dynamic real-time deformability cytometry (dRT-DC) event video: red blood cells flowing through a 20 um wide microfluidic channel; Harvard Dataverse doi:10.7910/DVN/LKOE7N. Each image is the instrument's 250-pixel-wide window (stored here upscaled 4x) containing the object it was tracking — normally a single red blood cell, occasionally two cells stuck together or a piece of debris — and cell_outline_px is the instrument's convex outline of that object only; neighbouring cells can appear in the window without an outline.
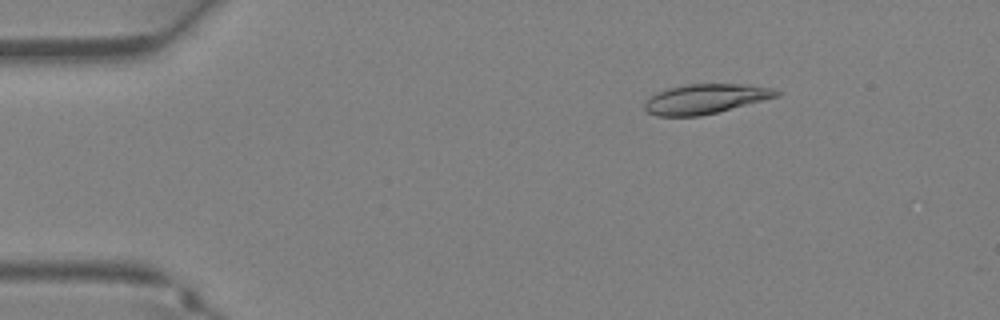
{"species": "Egyptian fruit bat (a non-hibernating species)", "species_latin": "Rousettus aegyptiacus", "temperature_condition": "warm", "stored_images_in_passage": 4, "camera_frame_rate_fps": 3000, "um_per_image_px": 0.085, "animal": {"sex": "female"}, "frame": {"image": 1, "passage_image": 1, "time_ms": 0.0, "image_size_px": [1000, 320], "cell_outline_px": [[780, 96], [700, 116], [656, 116], [648, 112], [644, 108], [644, 104], [656, 92], [668, 88], [688, 84], [748, 84], [772, 88], [780, 92]], "centroid_in_image_um": [59.97, 8.4], "position_along_channel_um": 25.0, "area_um2": 22.66}}